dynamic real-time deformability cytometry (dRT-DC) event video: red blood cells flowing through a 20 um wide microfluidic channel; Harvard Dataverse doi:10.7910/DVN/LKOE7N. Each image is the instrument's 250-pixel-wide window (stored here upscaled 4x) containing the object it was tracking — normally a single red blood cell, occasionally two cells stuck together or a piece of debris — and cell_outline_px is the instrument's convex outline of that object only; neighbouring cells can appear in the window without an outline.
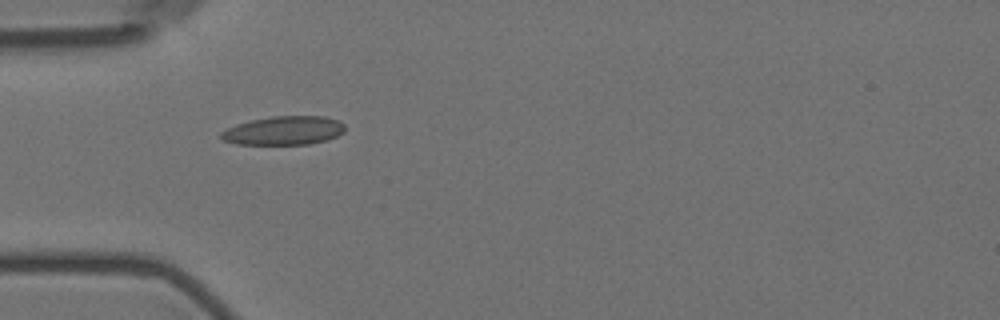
{"species": "Egyptian fruit bat (a non-hibernating species)", "species_latin": "Rousettus aegyptiacus", "temperature_condition": "room temperature", "stored_images_in_passage": 11, "camera_frame_rate_fps": 3000, "um_per_image_px": 0.085, "animal": {"sex": "female"}, "frame": {"image": 1, "passage_image": 1, "time_ms": 0.0, "image_size_px": [1000, 320], "cell_outline_px": [[344, 132], [328, 140], [308, 144], [236, 144], [224, 140], [220, 136], [220, 132], [236, 124], [252, 120], [272, 116], [324, 116], [336, 120], [344, 124]], "centroid_in_image_um": [24.13, 11.1], "position_along_channel_um": 60.9, "area_um2": 20.63}}
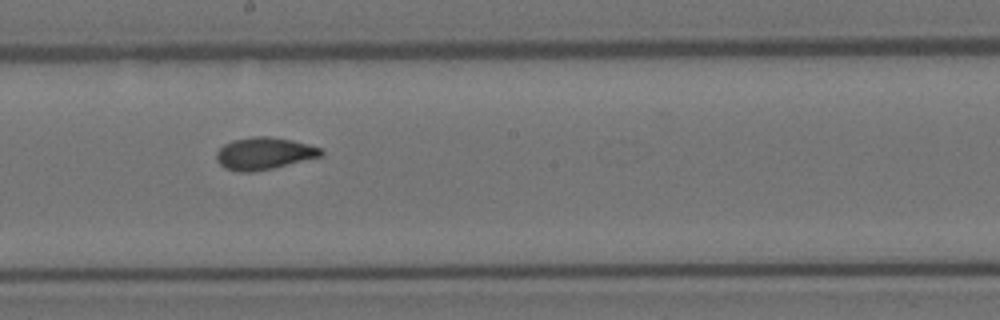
{"frame": {"image": 2, "passage_image": 5, "time_ms": 4.667, "image_size_px": [1000, 320], "cell_outline_px": [[324, 156], [272, 168], [252, 172], [240, 172], [224, 168], [216, 160], [216, 152], [224, 144], [232, 140], [252, 136], [268, 136], [292, 140], [308, 144], [320, 148], [324, 152]], "centroid_in_image_um": [22.44, 13.04], "position_along_channel_um": 225.8, "area_um2": 19.71}}
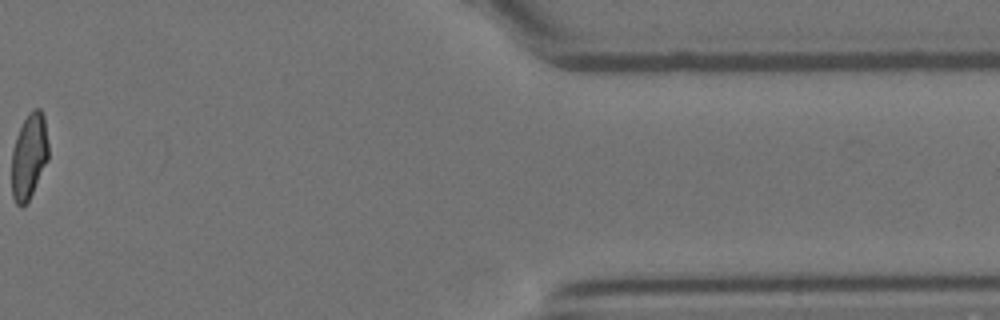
{"frame": {"image": 3, "passage_image": 10, "time_ms": 11.333, "image_size_px": [1000, 320], "cell_outline_px": [[48, 160], [28, 200], [20, 208], [16, 204], [12, 196], [12, 148], [16, 136], [24, 120], [32, 108], [40, 108], [44, 116], [48, 144]], "centroid_in_image_um": [2.46, 13.26], "position_along_channel_um": 408.9, "area_um2": 18.21}, "authors_computed_cell_mechanics": {"area_um2": 19.363, "velocity_mm_per_s": 3.5673, "shape_relaxation_time_tau1_ms": 6.7983, "shape_relaxation_time_tau2_ms": 1.0996, "deformation_change_tau1": 0.1831, "deformation_change_tau2": 0.0472}}